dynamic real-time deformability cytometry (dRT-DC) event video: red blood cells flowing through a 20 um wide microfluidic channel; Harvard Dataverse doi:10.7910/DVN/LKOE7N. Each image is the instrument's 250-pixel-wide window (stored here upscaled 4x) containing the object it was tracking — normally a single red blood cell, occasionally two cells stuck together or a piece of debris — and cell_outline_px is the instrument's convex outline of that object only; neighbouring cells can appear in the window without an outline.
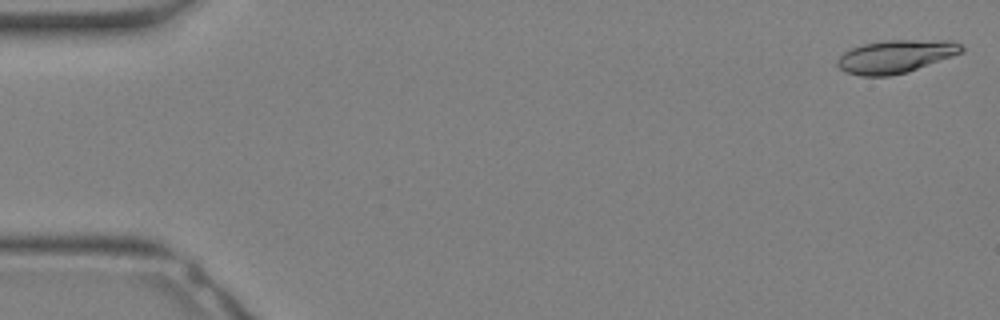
{"species": "Egyptian fruit bat (a non-hibernating species)", "species_latin": "Rousettus aegyptiacus", "temperature_condition": "warm", "stored_images_in_passage": 33, "camera_frame_rate_fps": 3000, "um_per_image_px": 0.085, "animal": {"sex": "female"}, "frame": {"image": 1, "passage_image": 1, "time_ms": 0.0, "image_size_px": [1000, 320], "cell_outline_px": [[964, 52], [908, 72], [888, 76], [860, 76], [848, 72], [840, 68], [836, 64], [836, 60], [844, 52], [852, 48], [864, 44], [884, 40], [952, 40], [960, 44], [964, 48]], "centroid_in_image_um": [76.16, 4.79], "position_along_channel_um": 8.8, "area_um2": 23.93}}
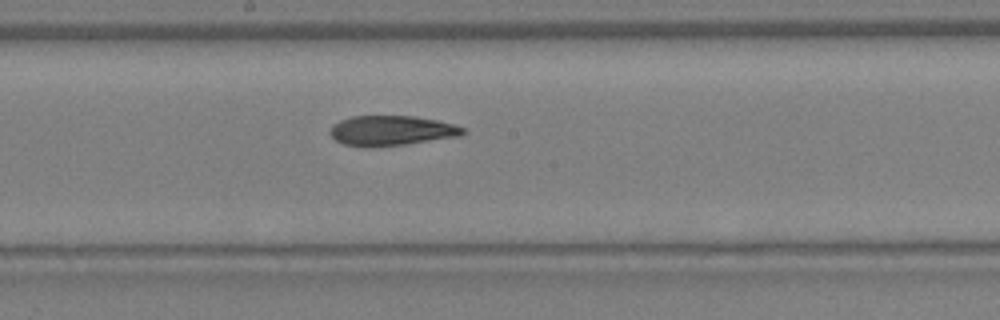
{"frame": {"image": 2, "passage_image": 18, "time_ms": 5.667, "image_size_px": [1000, 320], "cell_outline_px": [[468, 132], [460, 136], [404, 144], [344, 144], [336, 140], [328, 132], [332, 124], [340, 120], [352, 116], [412, 116], [436, 120], [452, 124], [464, 128]], "centroid_in_image_um": [33.3, 11.06], "position_along_channel_um": 214.9, "area_um2": 22.37}}
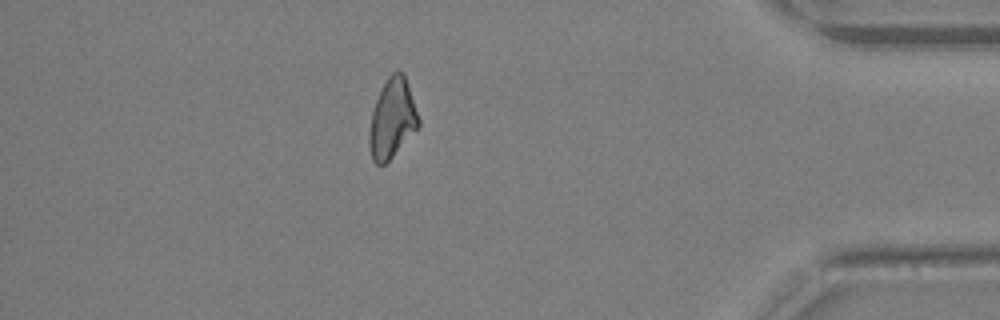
{"frame": {"image": 3, "passage_image": 29, "time_ms": 9.333, "image_size_px": [1000, 320], "cell_outline_px": [[420, 124], [392, 156], [384, 164], [376, 164], [372, 160], [368, 144], [368, 136], [372, 112], [380, 88], [388, 76], [392, 72], [404, 72], [420, 120]], "centroid_in_image_um": [33.31, 10.05], "position_along_channel_um": 401.9, "area_um2": 22.54}}